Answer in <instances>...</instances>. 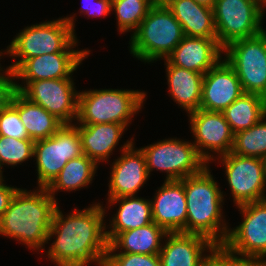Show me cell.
I'll list each match as a JSON object with an SVG mask.
<instances>
[{
  "mask_svg": "<svg viewBox=\"0 0 266 266\" xmlns=\"http://www.w3.org/2000/svg\"><path fill=\"white\" fill-rule=\"evenodd\" d=\"M102 205L96 202L82 211L75 208L66 216L57 206L47 241L56 238L45 251L49 260L57 266L104 265L108 241L106 206Z\"/></svg>",
  "mask_w": 266,
  "mask_h": 266,
  "instance_id": "cell-1",
  "label": "cell"
},
{
  "mask_svg": "<svg viewBox=\"0 0 266 266\" xmlns=\"http://www.w3.org/2000/svg\"><path fill=\"white\" fill-rule=\"evenodd\" d=\"M58 201L46 188H19L0 218V235L20 241L29 249L44 251Z\"/></svg>",
  "mask_w": 266,
  "mask_h": 266,
  "instance_id": "cell-2",
  "label": "cell"
},
{
  "mask_svg": "<svg viewBox=\"0 0 266 266\" xmlns=\"http://www.w3.org/2000/svg\"><path fill=\"white\" fill-rule=\"evenodd\" d=\"M187 219L184 233L198 234L213 244H224L229 232L223 214V192L207 165L201 172L183 178Z\"/></svg>",
  "mask_w": 266,
  "mask_h": 266,
  "instance_id": "cell-3",
  "label": "cell"
},
{
  "mask_svg": "<svg viewBox=\"0 0 266 266\" xmlns=\"http://www.w3.org/2000/svg\"><path fill=\"white\" fill-rule=\"evenodd\" d=\"M75 15L26 26L7 46L5 53L17 61L6 69L14 72L26 59L56 52H91L75 50Z\"/></svg>",
  "mask_w": 266,
  "mask_h": 266,
  "instance_id": "cell-4",
  "label": "cell"
},
{
  "mask_svg": "<svg viewBox=\"0 0 266 266\" xmlns=\"http://www.w3.org/2000/svg\"><path fill=\"white\" fill-rule=\"evenodd\" d=\"M183 37L181 24L166 5H153L131 34L129 51L133 57L150 64L165 60Z\"/></svg>",
  "mask_w": 266,
  "mask_h": 266,
  "instance_id": "cell-5",
  "label": "cell"
},
{
  "mask_svg": "<svg viewBox=\"0 0 266 266\" xmlns=\"http://www.w3.org/2000/svg\"><path fill=\"white\" fill-rule=\"evenodd\" d=\"M146 93L139 90L93 89L79 92L77 124L116 123L126 127L140 112ZM131 122V123H130Z\"/></svg>",
  "mask_w": 266,
  "mask_h": 266,
  "instance_id": "cell-6",
  "label": "cell"
},
{
  "mask_svg": "<svg viewBox=\"0 0 266 266\" xmlns=\"http://www.w3.org/2000/svg\"><path fill=\"white\" fill-rule=\"evenodd\" d=\"M149 175L153 170L166 173V181L182 180L201 172L208 164L191 141L168 138L140 148Z\"/></svg>",
  "mask_w": 266,
  "mask_h": 266,
  "instance_id": "cell-7",
  "label": "cell"
},
{
  "mask_svg": "<svg viewBox=\"0 0 266 266\" xmlns=\"http://www.w3.org/2000/svg\"><path fill=\"white\" fill-rule=\"evenodd\" d=\"M223 54L235 70L243 92L266 98V30L229 43Z\"/></svg>",
  "mask_w": 266,
  "mask_h": 266,
  "instance_id": "cell-8",
  "label": "cell"
},
{
  "mask_svg": "<svg viewBox=\"0 0 266 266\" xmlns=\"http://www.w3.org/2000/svg\"><path fill=\"white\" fill-rule=\"evenodd\" d=\"M76 125L64 124L53 136L35 141L37 187L47 188L69 160L83 155Z\"/></svg>",
  "mask_w": 266,
  "mask_h": 266,
  "instance_id": "cell-9",
  "label": "cell"
},
{
  "mask_svg": "<svg viewBox=\"0 0 266 266\" xmlns=\"http://www.w3.org/2000/svg\"><path fill=\"white\" fill-rule=\"evenodd\" d=\"M213 11L217 42L222 48L264 30L265 13L259 0H216Z\"/></svg>",
  "mask_w": 266,
  "mask_h": 266,
  "instance_id": "cell-10",
  "label": "cell"
},
{
  "mask_svg": "<svg viewBox=\"0 0 266 266\" xmlns=\"http://www.w3.org/2000/svg\"><path fill=\"white\" fill-rule=\"evenodd\" d=\"M216 159L225 167L226 180L236 206L266 199V160L232 152L213 161Z\"/></svg>",
  "mask_w": 266,
  "mask_h": 266,
  "instance_id": "cell-11",
  "label": "cell"
},
{
  "mask_svg": "<svg viewBox=\"0 0 266 266\" xmlns=\"http://www.w3.org/2000/svg\"><path fill=\"white\" fill-rule=\"evenodd\" d=\"M188 117L190 130L194 137L192 143L208 165L215 158L231 152L234 134L223 112L198 109L189 113Z\"/></svg>",
  "mask_w": 266,
  "mask_h": 266,
  "instance_id": "cell-12",
  "label": "cell"
},
{
  "mask_svg": "<svg viewBox=\"0 0 266 266\" xmlns=\"http://www.w3.org/2000/svg\"><path fill=\"white\" fill-rule=\"evenodd\" d=\"M237 208L242 223L229 229L224 245L234 253L266 261V199Z\"/></svg>",
  "mask_w": 266,
  "mask_h": 266,
  "instance_id": "cell-13",
  "label": "cell"
},
{
  "mask_svg": "<svg viewBox=\"0 0 266 266\" xmlns=\"http://www.w3.org/2000/svg\"><path fill=\"white\" fill-rule=\"evenodd\" d=\"M20 92L64 124L77 120L79 92L73 78L30 81Z\"/></svg>",
  "mask_w": 266,
  "mask_h": 266,
  "instance_id": "cell-14",
  "label": "cell"
},
{
  "mask_svg": "<svg viewBox=\"0 0 266 266\" xmlns=\"http://www.w3.org/2000/svg\"><path fill=\"white\" fill-rule=\"evenodd\" d=\"M134 138L127 140L119 150L120 157L112 163L107 200L125 196H136L150 175L142 150L135 148Z\"/></svg>",
  "mask_w": 266,
  "mask_h": 266,
  "instance_id": "cell-15",
  "label": "cell"
},
{
  "mask_svg": "<svg viewBox=\"0 0 266 266\" xmlns=\"http://www.w3.org/2000/svg\"><path fill=\"white\" fill-rule=\"evenodd\" d=\"M90 52H56L26 59L14 72L17 91H21L30 81L72 78V73L88 58ZM23 84V85H22Z\"/></svg>",
  "mask_w": 266,
  "mask_h": 266,
  "instance_id": "cell-16",
  "label": "cell"
},
{
  "mask_svg": "<svg viewBox=\"0 0 266 266\" xmlns=\"http://www.w3.org/2000/svg\"><path fill=\"white\" fill-rule=\"evenodd\" d=\"M243 93L235 70L223 58L203 75L200 109L222 112Z\"/></svg>",
  "mask_w": 266,
  "mask_h": 266,
  "instance_id": "cell-17",
  "label": "cell"
},
{
  "mask_svg": "<svg viewBox=\"0 0 266 266\" xmlns=\"http://www.w3.org/2000/svg\"><path fill=\"white\" fill-rule=\"evenodd\" d=\"M152 220L167 232H183L187 206L182 180H164L151 200Z\"/></svg>",
  "mask_w": 266,
  "mask_h": 266,
  "instance_id": "cell-18",
  "label": "cell"
},
{
  "mask_svg": "<svg viewBox=\"0 0 266 266\" xmlns=\"http://www.w3.org/2000/svg\"><path fill=\"white\" fill-rule=\"evenodd\" d=\"M214 245L198 234L168 232L159 252L161 266H206L209 253L205 251Z\"/></svg>",
  "mask_w": 266,
  "mask_h": 266,
  "instance_id": "cell-19",
  "label": "cell"
},
{
  "mask_svg": "<svg viewBox=\"0 0 266 266\" xmlns=\"http://www.w3.org/2000/svg\"><path fill=\"white\" fill-rule=\"evenodd\" d=\"M222 54L217 38L184 36L166 60L173 66L205 74L223 58Z\"/></svg>",
  "mask_w": 266,
  "mask_h": 266,
  "instance_id": "cell-20",
  "label": "cell"
},
{
  "mask_svg": "<svg viewBox=\"0 0 266 266\" xmlns=\"http://www.w3.org/2000/svg\"><path fill=\"white\" fill-rule=\"evenodd\" d=\"M77 129L83 154L99 165L100 162L108 163L127 127L123 124L101 123L78 124Z\"/></svg>",
  "mask_w": 266,
  "mask_h": 266,
  "instance_id": "cell-21",
  "label": "cell"
},
{
  "mask_svg": "<svg viewBox=\"0 0 266 266\" xmlns=\"http://www.w3.org/2000/svg\"><path fill=\"white\" fill-rule=\"evenodd\" d=\"M109 207L119 203L115 217H111L110 227H106V238L108 243L118 234L146 226L153 222L151 200L139 196H125L107 200ZM110 230H107L109 229Z\"/></svg>",
  "mask_w": 266,
  "mask_h": 266,
  "instance_id": "cell-22",
  "label": "cell"
},
{
  "mask_svg": "<svg viewBox=\"0 0 266 266\" xmlns=\"http://www.w3.org/2000/svg\"><path fill=\"white\" fill-rule=\"evenodd\" d=\"M165 5L181 24L184 36L217 38L213 8L194 0H168Z\"/></svg>",
  "mask_w": 266,
  "mask_h": 266,
  "instance_id": "cell-23",
  "label": "cell"
},
{
  "mask_svg": "<svg viewBox=\"0 0 266 266\" xmlns=\"http://www.w3.org/2000/svg\"><path fill=\"white\" fill-rule=\"evenodd\" d=\"M166 79L170 97L187 114L200 109L202 98V73L171 65L166 59Z\"/></svg>",
  "mask_w": 266,
  "mask_h": 266,
  "instance_id": "cell-24",
  "label": "cell"
},
{
  "mask_svg": "<svg viewBox=\"0 0 266 266\" xmlns=\"http://www.w3.org/2000/svg\"><path fill=\"white\" fill-rule=\"evenodd\" d=\"M167 231L152 222L146 226L118 233L109 243L107 251L134 254H159Z\"/></svg>",
  "mask_w": 266,
  "mask_h": 266,
  "instance_id": "cell-25",
  "label": "cell"
},
{
  "mask_svg": "<svg viewBox=\"0 0 266 266\" xmlns=\"http://www.w3.org/2000/svg\"><path fill=\"white\" fill-rule=\"evenodd\" d=\"M18 113L31 140L53 136L64 123L42 106L31 102L18 91Z\"/></svg>",
  "mask_w": 266,
  "mask_h": 266,
  "instance_id": "cell-26",
  "label": "cell"
},
{
  "mask_svg": "<svg viewBox=\"0 0 266 266\" xmlns=\"http://www.w3.org/2000/svg\"><path fill=\"white\" fill-rule=\"evenodd\" d=\"M97 169L98 164L83 154L78 158L69 160L46 189L56 199L55 194L59 190L71 192L87 187L92 183Z\"/></svg>",
  "mask_w": 266,
  "mask_h": 266,
  "instance_id": "cell-27",
  "label": "cell"
},
{
  "mask_svg": "<svg viewBox=\"0 0 266 266\" xmlns=\"http://www.w3.org/2000/svg\"><path fill=\"white\" fill-rule=\"evenodd\" d=\"M233 134L252 127L266 114V98L243 93L222 111Z\"/></svg>",
  "mask_w": 266,
  "mask_h": 266,
  "instance_id": "cell-28",
  "label": "cell"
},
{
  "mask_svg": "<svg viewBox=\"0 0 266 266\" xmlns=\"http://www.w3.org/2000/svg\"><path fill=\"white\" fill-rule=\"evenodd\" d=\"M231 152L266 160V114L252 127L234 134Z\"/></svg>",
  "mask_w": 266,
  "mask_h": 266,
  "instance_id": "cell-29",
  "label": "cell"
},
{
  "mask_svg": "<svg viewBox=\"0 0 266 266\" xmlns=\"http://www.w3.org/2000/svg\"><path fill=\"white\" fill-rule=\"evenodd\" d=\"M152 6L150 0H112L111 11L116 14L118 31L133 34Z\"/></svg>",
  "mask_w": 266,
  "mask_h": 266,
  "instance_id": "cell-30",
  "label": "cell"
},
{
  "mask_svg": "<svg viewBox=\"0 0 266 266\" xmlns=\"http://www.w3.org/2000/svg\"><path fill=\"white\" fill-rule=\"evenodd\" d=\"M35 141L31 139H16L0 135V173L3 166H17L34 157Z\"/></svg>",
  "mask_w": 266,
  "mask_h": 266,
  "instance_id": "cell-31",
  "label": "cell"
},
{
  "mask_svg": "<svg viewBox=\"0 0 266 266\" xmlns=\"http://www.w3.org/2000/svg\"><path fill=\"white\" fill-rule=\"evenodd\" d=\"M209 253L206 266H266L262 258L234 253L224 244L214 245Z\"/></svg>",
  "mask_w": 266,
  "mask_h": 266,
  "instance_id": "cell-32",
  "label": "cell"
},
{
  "mask_svg": "<svg viewBox=\"0 0 266 266\" xmlns=\"http://www.w3.org/2000/svg\"><path fill=\"white\" fill-rule=\"evenodd\" d=\"M0 135L16 139H30L18 113V91L11 102L0 112Z\"/></svg>",
  "mask_w": 266,
  "mask_h": 266,
  "instance_id": "cell-33",
  "label": "cell"
},
{
  "mask_svg": "<svg viewBox=\"0 0 266 266\" xmlns=\"http://www.w3.org/2000/svg\"><path fill=\"white\" fill-rule=\"evenodd\" d=\"M103 266H161V262L159 254L143 255L107 251Z\"/></svg>",
  "mask_w": 266,
  "mask_h": 266,
  "instance_id": "cell-34",
  "label": "cell"
},
{
  "mask_svg": "<svg viewBox=\"0 0 266 266\" xmlns=\"http://www.w3.org/2000/svg\"><path fill=\"white\" fill-rule=\"evenodd\" d=\"M80 15L88 17L103 16L104 18L111 14L112 0H82Z\"/></svg>",
  "mask_w": 266,
  "mask_h": 266,
  "instance_id": "cell-35",
  "label": "cell"
},
{
  "mask_svg": "<svg viewBox=\"0 0 266 266\" xmlns=\"http://www.w3.org/2000/svg\"><path fill=\"white\" fill-rule=\"evenodd\" d=\"M13 73L8 69L0 74V112L11 102L16 91Z\"/></svg>",
  "mask_w": 266,
  "mask_h": 266,
  "instance_id": "cell-36",
  "label": "cell"
},
{
  "mask_svg": "<svg viewBox=\"0 0 266 266\" xmlns=\"http://www.w3.org/2000/svg\"><path fill=\"white\" fill-rule=\"evenodd\" d=\"M3 177V175L0 176V218L4 215L15 193L19 189L11 185L9 186L4 184L5 180Z\"/></svg>",
  "mask_w": 266,
  "mask_h": 266,
  "instance_id": "cell-37",
  "label": "cell"
},
{
  "mask_svg": "<svg viewBox=\"0 0 266 266\" xmlns=\"http://www.w3.org/2000/svg\"><path fill=\"white\" fill-rule=\"evenodd\" d=\"M197 4L213 8L216 0H194Z\"/></svg>",
  "mask_w": 266,
  "mask_h": 266,
  "instance_id": "cell-38",
  "label": "cell"
},
{
  "mask_svg": "<svg viewBox=\"0 0 266 266\" xmlns=\"http://www.w3.org/2000/svg\"><path fill=\"white\" fill-rule=\"evenodd\" d=\"M153 5H165L168 0H150Z\"/></svg>",
  "mask_w": 266,
  "mask_h": 266,
  "instance_id": "cell-39",
  "label": "cell"
},
{
  "mask_svg": "<svg viewBox=\"0 0 266 266\" xmlns=\"http://www.w3.org/2000/svg\"><path fill=\"white\" fill-rule=\"evenodd\" d=\"M3 51H4V53H3ZM3 51L0 50V59H1V56H2V55L6 54V53H5V50H3ZM0 65H1V64H0ZM5 70H6L5 68L3 69V67L0 66V74H1L3 71H5Z\"/></svg>",
  "mask_w": 266,
  "mask_h": 266,
  "instance_id": "cell-40",
  "label": "cell"
},
{
  "mask_svg": "<svg viewBox=\"0 0 266 266\" xmlns=\"http://www.w3.org/2000/svg\"><path fill=\"white\" fill-rule=\"evenodd\" d=\"M260 2H261V7H262L263 11L265 12L266 0H261Z\"/></svg>",
  "mask_w": 266,
  "mask_h": 266,
  "instance_id": "cell-41",
  "label": "cell"
}]
</instances>
